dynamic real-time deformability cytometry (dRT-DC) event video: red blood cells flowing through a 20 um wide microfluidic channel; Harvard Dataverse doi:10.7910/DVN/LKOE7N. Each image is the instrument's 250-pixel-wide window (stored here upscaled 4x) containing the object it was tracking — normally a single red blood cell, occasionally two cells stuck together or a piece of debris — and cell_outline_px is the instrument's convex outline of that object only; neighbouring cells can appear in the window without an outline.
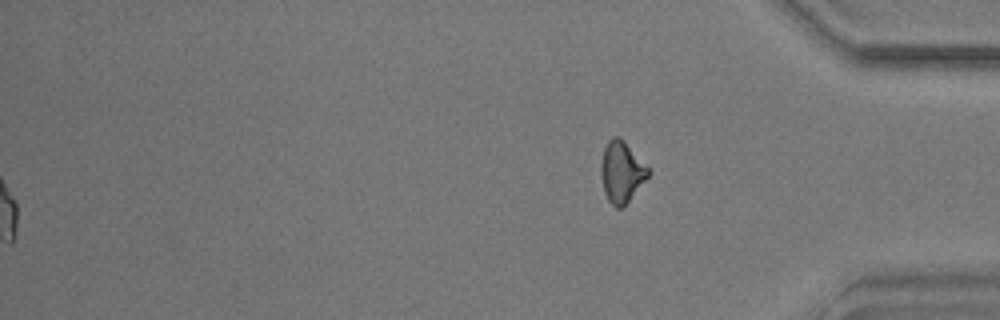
{"species": "common noctule bat (a hibernating species)", "species_latin": "Nyctalus noctula", "temperature_condition": "warm", "stored_images_in_passage": 57, "segment_of_instrument_passage": [2, 2], "camera_frame_rate_fps": 3000, "um_per_image_px": 0.085, "animal": {"sex": "male", "body_mass_g": 17.9}, "frame": {"image": 1, "passage_image": 57, "time_ms": 18.667, "image_size_px": [1000, 320], "cell_outline_px": [[652, 172], [628, 200], [620, 208], [616, 208], [608, 200], [604, 192], [600, 176], [600, 164], [604, 148], [608, 140], [612, 136], [620, 136], [624, 140]], "centroid_in_image_um": [52.81, 14.57], "position_along_channel_um": 382.4, "area_um2": 16.76}}